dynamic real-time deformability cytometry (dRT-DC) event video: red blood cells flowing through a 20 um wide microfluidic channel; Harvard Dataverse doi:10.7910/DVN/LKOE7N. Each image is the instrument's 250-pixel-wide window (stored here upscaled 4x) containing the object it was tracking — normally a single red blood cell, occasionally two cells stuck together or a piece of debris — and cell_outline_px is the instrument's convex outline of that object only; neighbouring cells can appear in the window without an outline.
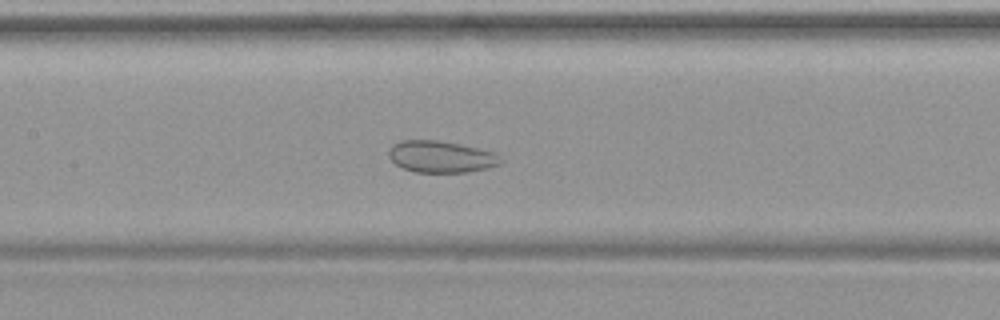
{"species": "common noctule bat (a hibernating species)", "species_latin": "Nyctalus noctula", "temperature_condition": "warm", "stored_images_in_passage": 37, "camera_frame_rate_fps": 3000, "um_per_image_px": 0.085, "animal": {"sex": "female", "body_mass_g": 19.9}, "frame": {"image": 1, "passage_image": 11, "time_ms": 3.333, "image_size_px": [1000, 320], "cell_outline_px": [[504, 160], [500, 164], [488, 168], [464, 172], [416, 172], [404, 168], [396, 164], [388, 156], [388, 148], [392, 144], [400, 140], [436, 140], [460, 144], [496, 152]], "centroid_in_image_um": [37.49, 13.31], "position_along_channel_um": 169.9, "area_um2": 20.81}}
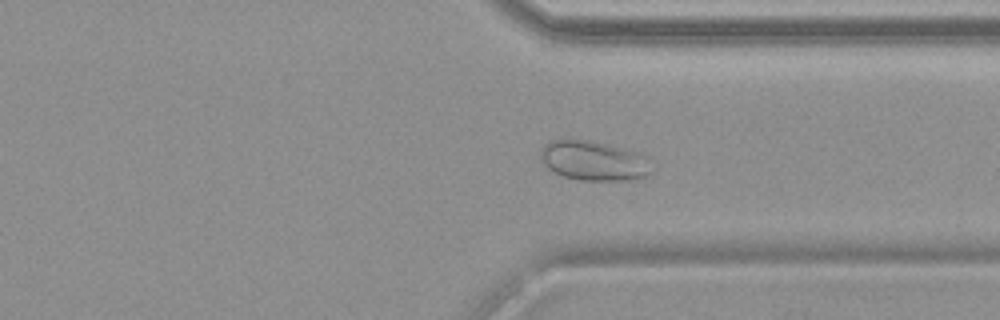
{"frame": {"image": 2, "passage_image": 25, "time_ms": 8.0, "image_size_px": [1000, 320], "cell_outline_px": [[656, 168], [648, 176], [628, 180], [580, 180], [564, 176], [548, 168], [540, 160], [540, 148], [548, 140], [588, 140], [604, 144], [648, 156]], "centroid_in_image_um": [50.5, 13.68], "position_along_channel_um": 360.9, "area_um2": 25.78}}
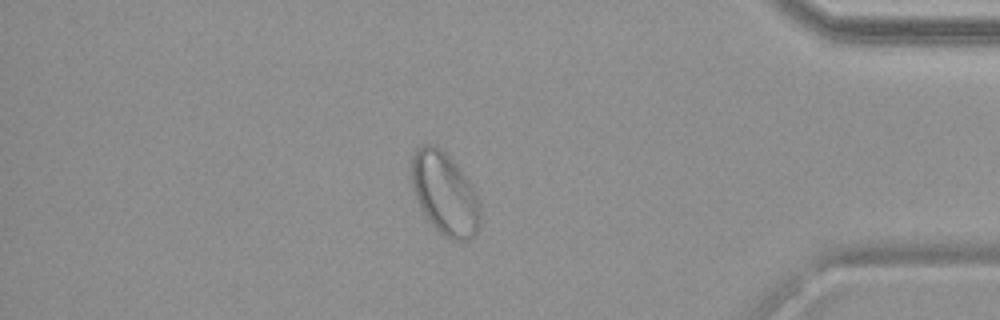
{"frame": {"image": 3, "passage_image": 30, "time_ms": 9.667, "image_size_px": [1000, 320], "cell_outline_px": [[480, 228], [468, 240], [452, 240], [444, 236], [424, 216], [416, 200], [412, 188], [408, 168], [408, 164], [412, 152], [420, 144], [436, 144], [456, 164], [468, 180], [480, 204]], "centroid_in_image_um": [37.73, 16.41], "position_along_channel_um": 397.5, "area_um2": 33.64}}